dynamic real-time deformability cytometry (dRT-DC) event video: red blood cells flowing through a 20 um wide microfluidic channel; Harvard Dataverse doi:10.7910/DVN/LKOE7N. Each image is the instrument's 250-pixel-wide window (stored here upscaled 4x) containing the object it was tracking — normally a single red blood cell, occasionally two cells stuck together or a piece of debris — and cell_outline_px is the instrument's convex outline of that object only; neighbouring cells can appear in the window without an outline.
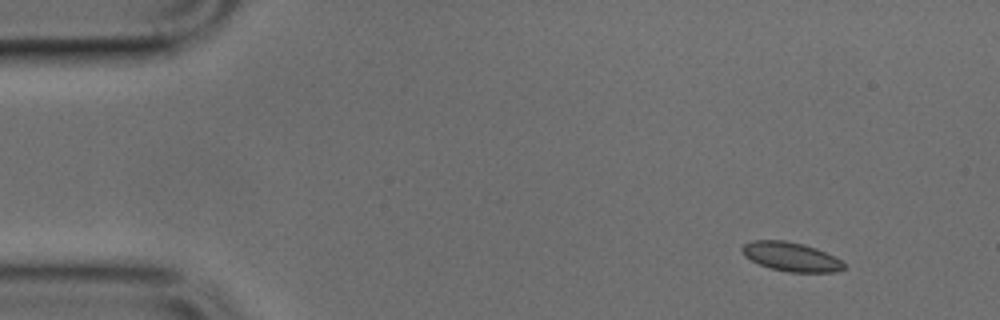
{"species": "common noctule bat (a hibernating species)", "species_latin": "Nyctalus noctula", "temperature_condition": "cold", "stored_images_in_passage": 45, "camera_frame_rate_fps": 3000, "um_per_image_px": 0.085, "animal": {"sex": "male", "body_mass_g": 17.9, "forearm_length_mm": 54.2}, "frame": {"image": 1, "passage_image": 1, "time_ms": 0.0, "image_size_px": [1000, 320], "cell_outline_px": [[844, 268], [836, 272], [788, 272], [772, 268], [760, 264], [744, 256], [740, 248], [744, 244], [752, 240], [784, 240], [804, 244], [816, 248], [840, 260], [844, 264]], "centroid_in_image_um": [67.2, 21.81], "position_along_channel_um": 17.8, "area_um2": 17.05}}
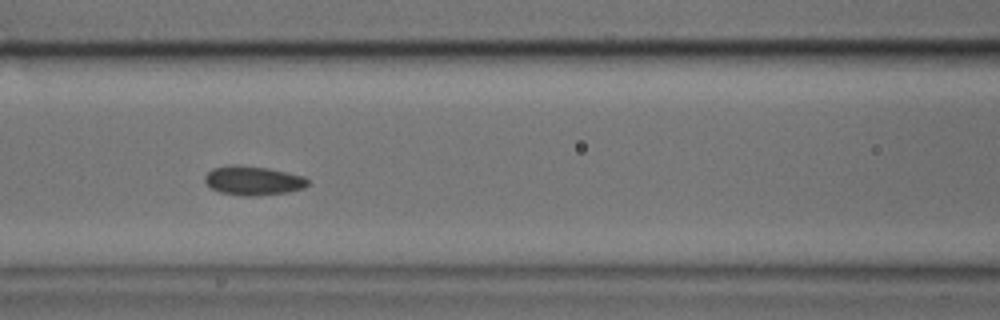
{"frame": {"image": 2, "passage_image": 17, "time_ms": 5.333, "image_size_px": [1000, 320], "cell_outline_px": [[308, 184], [304, 188], [288, 192], [256, 196], [240, 196], [220, 192], [212, 188], [204, 180], [204, 176], [212, 168], [228, 164], [236, 164], [268, 168], [288, 172], [304, 176], [308, 180]], "centroid_in_image_um": [21.51, 15.34], "position_along_channel_um": 145.1, "area_um2": 17.69}}
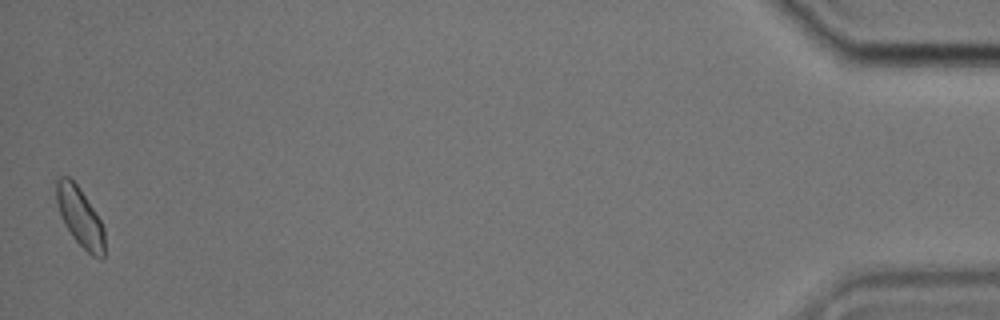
{"frame": {"image": 3, "passage_image": 45, "time_ms": 14.667, "image_size_px": [1000, 320], "cell_outline_px": [[104, 256], [100, 260], [92, 256], [72, 236], [64, 224], [56, 200], [56, 180], [60, 176], [68, 176], [76, 184], [100, 220], [104, 228]], "centroid_in_image_um": [6.8, 18.46], "position_along_channel_um": 428.4, "area_um2": 16.24}}